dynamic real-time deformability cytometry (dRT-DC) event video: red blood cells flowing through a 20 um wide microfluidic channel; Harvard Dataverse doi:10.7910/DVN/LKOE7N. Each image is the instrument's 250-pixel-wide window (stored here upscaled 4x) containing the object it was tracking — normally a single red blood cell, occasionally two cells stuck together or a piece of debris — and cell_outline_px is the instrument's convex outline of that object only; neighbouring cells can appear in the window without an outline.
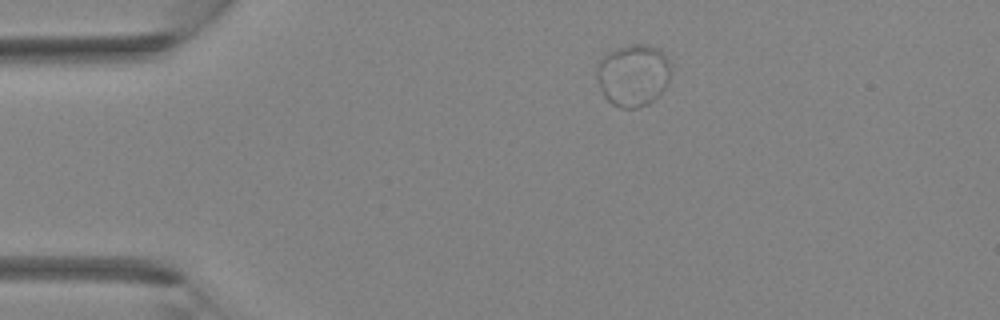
{"species": "Egyptian fruit bat (a non-hibernating species)", "species_latin": "Rousettus aegyptiacus", "temperature_condition": "room temperature", "stored_images_in_passage": 2, "camera_frame_rate_fps": 3000, "um_per_image_px": 0.085, "animal": {"sex": "female"}, "frame": {"image": 1, "passage_image": 1, "time_ms": 0.0, "image_size_px": [1000, 320], "cell_outline_px": [[672, 72], [664, 88], [648, 104], [636, 108], [624, 108], [612, 104], [604, 96], [600, 88], [596, 76], [596, 68], [600, 60], [608, 52], [616, 48], [632, 44], [648, 44], [664, 52], [668, 60]], "centroid_in_image_um": [53.81, 6.37], "position_along_channel_um": 31.2, "area_um2": 26.82}}